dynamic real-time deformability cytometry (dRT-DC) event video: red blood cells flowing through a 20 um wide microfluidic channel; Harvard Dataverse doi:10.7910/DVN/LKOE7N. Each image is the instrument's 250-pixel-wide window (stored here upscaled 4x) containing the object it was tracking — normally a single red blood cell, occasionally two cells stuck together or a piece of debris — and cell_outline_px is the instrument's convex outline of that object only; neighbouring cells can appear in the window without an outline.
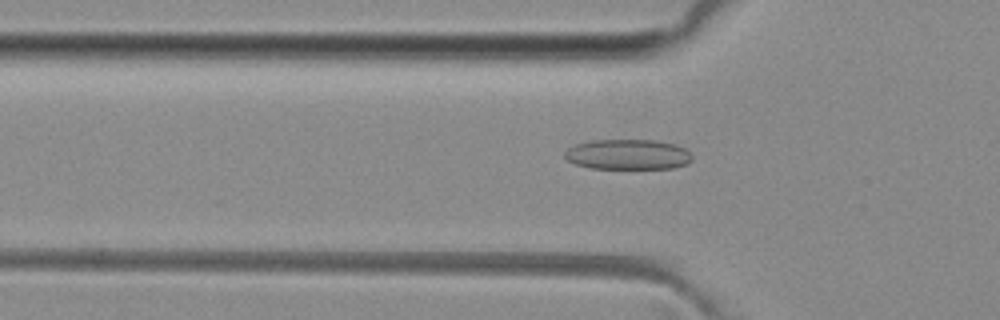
{"species": "common noctule bat (a hibernating species)", "species_latin": "Nyctalus noctula", "temperature_condition": "room temperature", "stored_images_in_passage": 39, "camera_frame_rate_fps": 3000, "um_per_image_px": 0.085, "animal": {"sex": "female", "body_mass_g": 29.2, "forearm_length_mm": 56.3}, "frame": {"image": 1, "passage_image": 5, "time_ms": 1.333, "image_size_px": [1000, 320], "cell_outline_px": [[692, 160], [688, 164], [672, 168], [592, 168], [576, 164], [568, 160], [564, 156], [564, 152], [568, 148], [576, 144], [592, 140], [656, 140], [676, 144], [684, 148], [692, 156]], "centroid_in_image_um": [53.38, 13.12], "position_along_channel_um": 72.4, "area_um2": 22.43}}
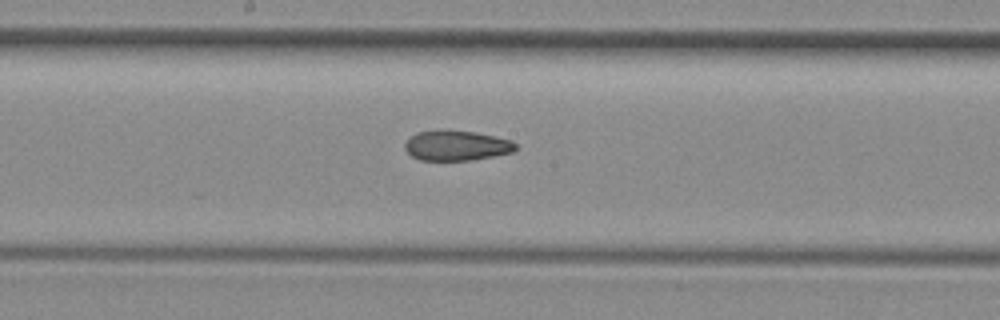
{"frame": {"image": 2, "passage_image": 15, "time_ms": 4.667, "image_size_px": [1000, 320], "cell_outline_px": [[516, 148], [512, 152], [472, 160], [420, 160], [412, 156], [404, 148], [404, 144], [416, 132], [440, 128], [448, 128], [476, 132], [512, 140], [516, 144]], "centroid_in_image_um": [38.78, 12.34], "position_along_channel_um": 209.4, "area_um2": 19.77}}
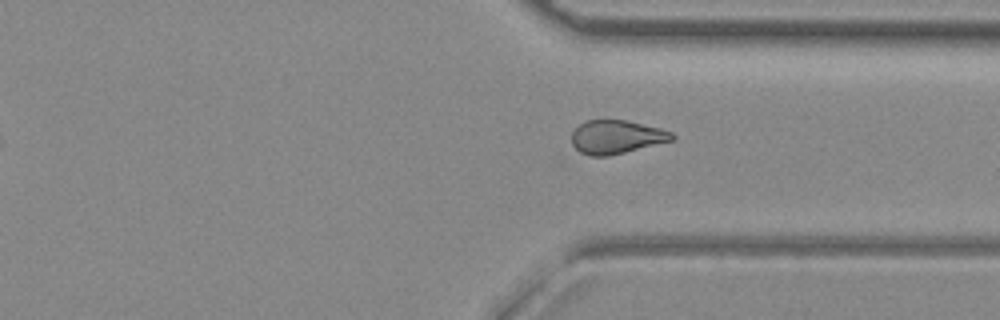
{"frame": {"image": 3, "passage_image": 26, "time_ms": 8.333, "image_size_px": [1000, 320], "cell_outline_px": [[676, 136], [672, 140], [608, 156], [592, 156], [580, 152], [572, 144], [572, 132], [580, 124], [588, 120], [624, 120], [660, 128], [672, 132]], "centroid_in_image_um": [52.38, 11.64], "position_along_channel_um": 359.0, "area_um2": 19.31}, "authors_computed_cell_mechanics": {"area_um2": 20.1722, "velocity_mm_per_s": 4.0913, "shape_relaxation_time_tau1_ms": null, "shape_relaxation_time_tau2_ms": 2.7888, "deformation_change_tau1": null, "deformation_change_tau2": 0.097}}